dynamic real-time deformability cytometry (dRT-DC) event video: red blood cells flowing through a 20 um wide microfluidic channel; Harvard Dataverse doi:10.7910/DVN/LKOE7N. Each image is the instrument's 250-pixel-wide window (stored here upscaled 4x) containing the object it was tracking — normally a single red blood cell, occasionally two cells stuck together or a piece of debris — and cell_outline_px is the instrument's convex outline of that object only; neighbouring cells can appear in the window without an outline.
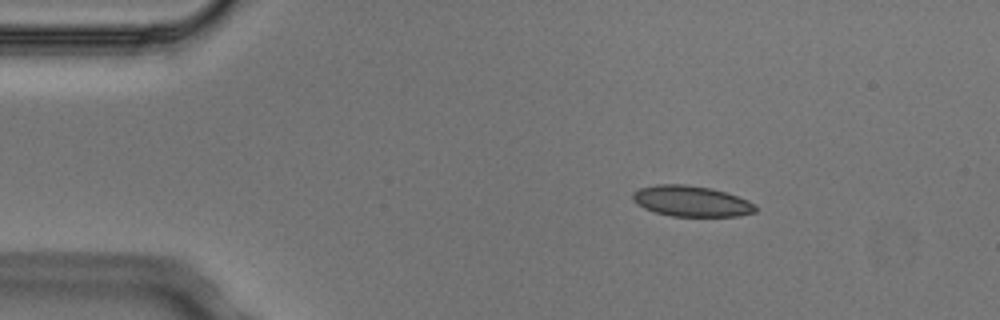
{"species": "Egyptian fruit bat (a non-hibernating species)", "species_latin": "Rousettus aegyptiacus", "temperature_condition": "cold", "stored_images_in_passage": 4, "camera_frame_rate_fps": 3000, "um_per_image_px": 0.085, "animal": {"sex": "male"}, "frame": {"image": 1, "passage_image": 2, "time_ms": 0.333, "image_size_px": [1000, 320], "cell_outline_px": [[756, 212], [740, 216], [672, 216], [656, 212], [644, 208], [632, 200], [632, 192], [640, 188], [656, 184], [684, 184], [712, 188], [748, 200], [756, 204]], "centroid_in_image_um": [58.76, 17.09], "position_along_channel_um": 26.2, "area_um2": 22.02}}
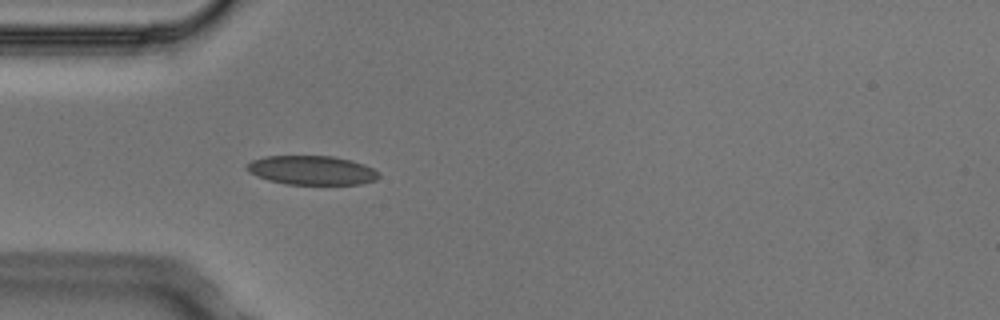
{"frame": {"image": 2, "passage_image": 4, "time_ms": 1.0, "image_size_px": [1000, 320], "cell_outline_px": [[380, 176], [376, 180], [360, 184], [284, 184], [268, 180], [256, 176], [248, 172], [244, 168], [252, 160], [264, 156], [332, 156], [352, 160], [364, 164], [380, 172]], "centroid_in_image_um": [26.49, 14.47], "position_along_channel_um": 58.5, "area_um2": 22.54}}